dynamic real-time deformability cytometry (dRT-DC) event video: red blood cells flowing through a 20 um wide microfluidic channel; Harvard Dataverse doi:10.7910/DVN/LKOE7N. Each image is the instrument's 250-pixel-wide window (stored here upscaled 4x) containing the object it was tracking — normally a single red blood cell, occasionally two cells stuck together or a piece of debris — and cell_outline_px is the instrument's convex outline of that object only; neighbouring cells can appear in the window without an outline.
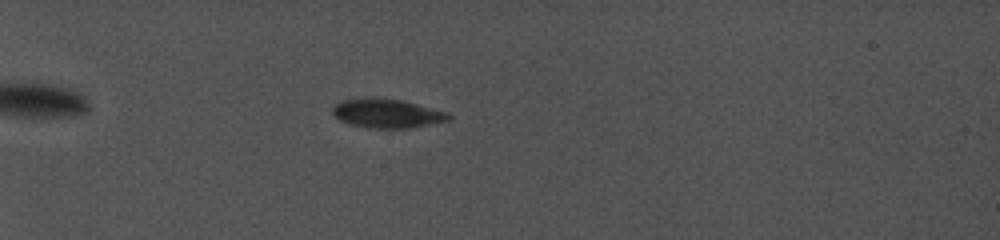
{"species": "common noctule bat (a hibernating species)", "species_latin": "Nyctalus noctula", "temperature_condition": "cold", "stored_images_in_passage": 23, "camera_frame_rate_fps": 5000, "um_per_image_px": 0.085, "animal": {"sex": "female", "body_mass_g": 19.0, "forearm_length_mm": 56.7}, "frame": {"image": 1, "passage_image": 6, "time_ms": 1.8, "image_size_px": [1000, 240], "cell_outline_px": [[448, 116], [440, 120], [400, 128], [380, 128], [352, 124], [336, 116], [336, 108], [344, 100], [400, 100], [440, 112]], "centroid_in_image_um": [32.8, 9.66], "position_along_channel_um": 52.2, "area_um2": 16.82}}
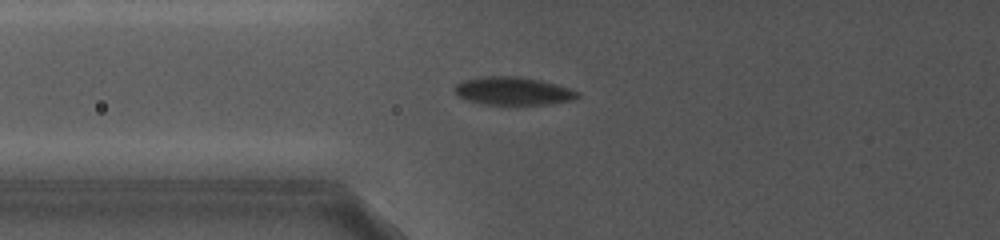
{"frame": {"image": 2, "passage_image": 13, "time_ms": 4.2, "image_size_px": [1000, 240], "cell_outline_px": [[576, 96], [568, 100], [540, 104], [488, 104], [468, 100], [460, 96], [456, 92], [456, 84], [464, 80], [484, 76], [520, 76], [552, 84], [576, 92]], "centroid_in_image_um": [43.49, 7.72], "position_along_channel_um": 82.3, "area_um2": 18.96}}
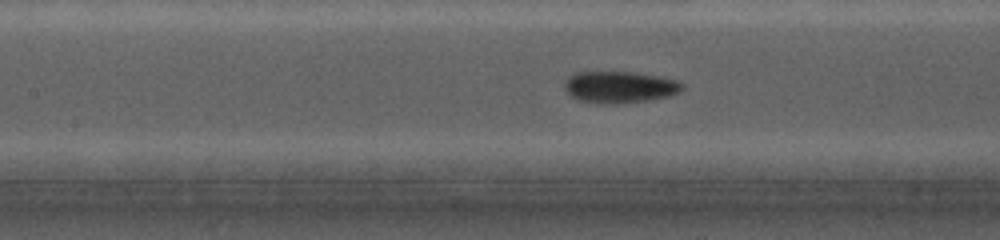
{"frame": {"image": 3, "passage_image": 19, "time_ms": 6.2, "image_size_px": [1000, 240], "cell_outline_px": [[680, 88], [676, 92], [664, 96], [644, 100], [616, 104], [604, 104], [580, 100], [572, 96], [564, 88], [564, 84], [568, 76], [576, 72], [636, 72], [676, 80], [680, 84]], "centroid_in_image_um": [52.56, 7.38], "position_along_channel_um": 154.8, "area_um2": 21.1}}